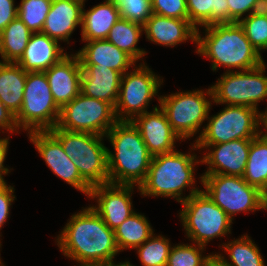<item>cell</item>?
Masks as SVG:
<instances>
[{
  "label": "cell",
  "instance_id": "cell-17",
  "mask_svg": "<svg viewBox=\"0 0 267 266\" xmlns=\"http://www.w3.org/2000/svg\"><path fill=\"white\" fill-rule=\"evenodd\" d=\"M132 122L153 157L175 151V140H181L172 129L164 111L157 106L153 108V112L147 111L138 115Z\"/></svg>",
  "mask_w": 267,
  "mask_h": 266
},
{
  "label": "cell",
  "instance_id": "cell-40",
  "mask_svg": "<svg viewBox=\"0 0 267 266\" xmlns=\"http://www.w3.org/2000/svg\"><path fill=\"white\" fill-rule=\"evenodd\" d=\"M14 0H0V32L18 16Z\"/></svg>",
  "mask_w": 267,
  "mask_h": 266
},
{
  "label": "cell",
  "instance_id": "cell-26",
  "mask_svg": "<svg viewBox=\"0 0 267 266\" xmlns=\"http://www.w3.org/2000/svg\"><path fill=\"white\" fill-rule=\"evenodd\" d=\"M188 20L198 26L229 23L227 0H186Z\"/></svg>",
  "mask_w": 267,
  "mask_h": 266
},
{
  "label": "cell",
  "instance_id": "cell-43",
  "mask_svg": "<svg viewBox=\"0 0 267 266\" xmlns=\"http://www.w3.org/2000/svg\"><path fill=\"white\" fill-rule=\"evenodd\" d=\"M262 124L264 125L265 129L267 130V109L265 112H262ZM267 132V131H265ZM267 138V133L263 134Z\"/></svg>",
  "mask_w": 267,
  "mask_h": 266
},
{
  "label": "cell",
  "instance_id": "cell-12",
  "mask_svg": "<svg viewBox=\"0 0 267 266\" xmlns=\"http://www.w3.org/2000/svg\"><path fill=\"white\" fill-rule=\"evenodd\" d=\"M117 121L112 104L80 93L61 108L57 127L105 136Z\"/></svg>",
  "mask_w": 267,
  "mask_h": 266
},
{
  "label": "cell",
  "instance_id": "cell-48",
  "mask_svg": "<svg viewBox=\"0 0 267 266\" xmlns=\"http://www.w3.org/2000/svg\"><path fill=\"white\" fill-rule=\"evenodd\" d=\"M106 2H117L118 0H105Z\"/></svg>",
  "mask_w": 267,
  "mask_h": 266
},
{
  "label": "cell",
  "instance_id": "cell-44",
  "mask_svg": "<svg viewBox=\"0 0 267 266\" xmlns=\"http://www.w3.org/2000/svg\"><path fill=\"white\" fill-rule=\"evenodd\" d=\"M102 266H134L132 264H130V262L126 261V262H123V263H118V264H115L114 261L111 262V263H108V264H105V265H102Z\"/></svg>",
  "mask_w": 267,
  "mask_h": 266
},
{
  "label": "cell",
  "instance_id": "cell-28",
  "mask_svg": "<svg viewBox=\"0 0 267 266\" xmlns=\"http://www.w3.org/2000/svg\"><path fill=\"white\" fill-rule=\"evenodd\" d=\"M33 32L16 17L0 32L1 62L16 63L22 56Z\"/></svg>",
  "mask_w": 267,
  "mask_h": 266
},
{
  "label": "cell",
  "instance_id": "cell-4",
  "mask_svg": "<svg viewBox=\"0 0 267 266\" xmlns=\"http://www.w3.org/2000/svg\"><path fill=\"white\" fill-rule=\"evenodd\" d=\"M196 159V154L176 150L152 157L146 178L138 187L141 195L172 197L182 203L201 191L192 187L188 196L181 195L183 189L195 183L194 165L201 162Z\"/></svg>",
  "mask_w": 267,
  "mask_h": 266
},
{
  "label": "cell",
  "instance_id": "cell-41",
  "mask_svg": "<svg viewBox=\"0 0 267 266\" xmlns=\"http://www.w3.org/2000/svg\"><path fill=\"white\" fill-rule=\"evenodd\" d=\"M0 128L6 129L11 132H18L16 117L12 114L6 106L0 101Z\"/></svg>",
  "mask_w": 267,
  "mask_h": 266
},
{
  "label": "cell",
  "instance_id": "cell-7",
  "mask_svg": "<svg viewBox=\"0 0 267 266\" xmlns=\"http://www.w3.org/2000/svg\"><path fill=\"white\" fill-rule=\"evenodd\" d=\"M61 108L55 103L45 72H27L23 103L15 116L18 128L49 131L57 126Z\"/></svg>",
  "mask_w": 267,
  "mask_h": 266
},
{
  "label": "cell",
  "instance_id": "cell-23",
  "mask_svg": "<svg viewBox=\"0 0 267 266\" xmlns=\"http://www.w3.org/2000/svg\"><path fill=\"white\" fill-rule=\"evenodd\" d=\"M81 67V93L90 98L106 101L115 107L122 75L110 68Z\"/></svg>",
  "mask_w": 267,
  "mask_h": 266
},
{
  "label": "cell",
  "instance_id": "cell-36",
  "mask_svg": "<svg viewBox=\"0 0 267 266\" xmlns=\"http://www.w3.org/2000/svg\"><path fill=\"white\" fill-rule=\"evenodd\" d=\"M120 17L142 26L153 14L151 0H118Z\"/></svg>",
  "mask_w": 267,
  "mask_h": 266
},
{
  "label": "cell",
  "instance_id": "cell-22",
  "mask_svg": "<svg viewBox=\"0 0 267 266\" xmlns=\"http://www.w3.org/2000/svg\"><path fill=\"white\" fill-rule=\"evenodd\" d=\"M146 38L163 46H175L190 39L196 42V28L189 22L178 18L152 14L143 25Z\"/></svg>",
  "mask_w": 267,
  "mask_h": 266
},
{
  "label": "cell",
  "instance_id": "cell-16",
  "mask_svg": "<svg viewBox=\"0 0 267 266\" xmlns=\"http://www.w3.org/2000/svg\"><path fill=\"white\" fill-rule=\"evenodd\" d=\"M252 139H236L214 145H192V150L213 147L201 159V163L209 165L203 175H227L243 177L248 161Z\"/></svg>",
  "mask_w": 267,
  "mask_h": 266
},
{
  "label": "cell",
  "instance_id": "cell-25",
  "mask_svg": "<svg viewBox=\"0 0 267 266\" xmlns=\"http://www.w3.org/2000/svg\"><path fill=\"white\" fill-rule=\"evenodd\" d=\"M26 76L17 63L0 61V101L15 116L23 103Z\"/></svg>",
  "mask_w": 267,
  "mask_h": 266
},
{
  "label": "cell",
  "instance_id": "cell-11",
  "mask_svg": "<svg viewBox=\"0 0 267 266\" xmlns=\"http://www.w3.org/2000/svg\"><path fill=\"white\" fill-rule=\"evenodd\" d=\"M205 93L213 99L211 87L206 92L193 90L157 98L168 122L181 140L193 137L208 118L211 101L206 99Z\"/></svg>",
  "mask_w": 267,
  "mask_h": 266
},
{
  "label": "cell",
  "instance_id": "cell-38",
  "mask_svg": "<svg viewBox=\"0 0 267 266\" xmlns=\"http://www.w3.org/2000/svg\"><path fill=\"white\" fill-rule=\"evenodd\" d=\"M229 7V23L239 22L245 13L252 14L263 7L264 0H227Z\"/></svg>",
  "mask_w": 267,
  "mask_h": 266
},
{
  "label": "cell",
  "instance_id": "cell-49",
  "mask_svg": "<svg viewBox=\"0 0 267 266\" xmlns=\"http://www.w3.org/2000/svg\"><path fill=\"white\" fill-rule=\"evenodd\" d=\"M0 266H4V264H3L2 261H1V258H0Z\"/></svg>",
  "mask_w": 267,
  "mask_h": 266
},
{
  "label": "cell",
  "instance_id": "cell-6",
  "mask_svg": "<svg viewBox=\"0 0 267 266\" xmlns=\"http://www.w3.org/2000/svg\"><path fill=\"white\" fill-rule=\"evenodd\" d=\"M180 218L186 235L193 243L206 246L213 238L231 233L230 217L204 191L188 197L182 203Z\"/></svg>",
  "mask_w": 267,
  "mask_h": 266
},
{
  "label": "cell",
  "instance_id": "cell-27",
  "mask_svg": "<svg viewBox=\"0 0 267 266\" xmlns=\"http://www.w3.org/2000/svg\"><path fill=\"white\" fill-rule=\"evenodd\" d=\"M243 179L262 193L267 190V138L263 132L251 141Z\"/></svg>",
  "mask_w": 267,
  "mask_h": 266
},
{
  "label": "cell",
  "instance_id": "cell-35",
  "mask_svg": "<svg viewBox=\"0 0 267 266\" xmlns=\"http://www.w3.org/2000/svg\"><path fill=\"white\" fill-rule=\"evenodd\" d=\"M205 246L196 244H178L173 246L167 260L166 266H209L214 255L202 257V251Z\"/></svg>",
  "mask_w": 267,
  "mask_h": 266
},
{
  "label": "cell",
  "instance_id": "cell-46",
  "mask_svg": "<svg viewBox=\"0 0 267 266\" xmlns=\"http://www.w3.org/2000/svg\"><path fill=\"white\" fill-rule=\"evenodd\" d=\"M264 205H265V209L267 210V190L264 193Z\"/></svg>",
  "mask_w": 267,
  "mask_h": 266
},
{
  "label": "cell",
  "instance_id": "cell-15",
  "mask_svg": "<svg viewBox=\"0 0 267 266\" xmlns=\"http://www.w3.org/2000/svg\"><path fill=\"white\" fill-rule=\"evenodd\" d=\"M134 185L106 183L91 188L89 198H97V206H90L111 229L116 230L135 211L131 192Z\"/></svg>",
  "mask_w": 267,
  "mask_h": 266
},
{
  "label": "cell",
  "instance_id": "cell-24",
  "mask_svg": "<svg viewBox=\"0 0 267 266\" xmlns=\"http://www.w3.org/2000/svg\"><path fill=\"white\" fill-rule=\"evenodd\" d=\"M120 12L115 2L104 1L82 13V41L106 39L110 29L120 19Z\"/></svg>",
  "mask_w": 267,
  "mask_h": 266
},
{
  "label": "cell",
  "instance_id": "cell-20",
  "mask_svg": "<svg viewBox=\"0 0 267 266\" xmlns=\"http://www.w3.org/2000/svg\"><path fill=\"white\" fill-rule=\"evenodd\" d=\"M58 41L41 32L33 33L28 44L16 62L25 72H45L60 62L67 53Z\"/></svg>",
  "mask_w": 267,
  "mask_h": 266
},
{
  "label": "cell",
  "instance_id": "cell-39",
  "mask_svg": "<svg viewBox=\"0 0 267 266\" xmlns=\"http://www.w3.org/2000/svg\"><path fill=\"white\" fill-rule=\"evenodd\" d=\"M13 193L14 187L8 186L6 182L0 183V230L8 218L11 203L16 199Z\"/></svg>",
  "mask_w": 267,
  "mask_h": 266
},
{
  "label": "cell",
  "instance_id": "cell-33",
  "mask_svg": "<svg viewBox=\"0 0 267 266\" xmlns=\"http://www.w3.org/2000/svg\"><path fill=\"white\" fill-rule=\"evenodd\" d=\"M52 0H21L18 18L33 32H42Z\"/></svg>",
  "mask_w": 267,
  "mask_h": 266
},
{
  "label": "cell",
  "instance_id": "cell-8",
  "mask_svg": "<svg viewBox=\"0 0 267 266\" xmlns=\"http://www.w3.org/2000/svg\"><path fill=\"white\" fill-rule=\"evenodd\" d=\"M247 106L227 105L222 111L208 117V124L195 141L196 145H214L236 139H253L262 134V112Z\"/></svg>",
  "mask_w": 267,
  "mask_h": 266
},
{
  "label": "cell",
  "instance_id": "cell-30",
  "mask_svg": "<svg viewBox=\"0 0 267 266\" xmlns=\"http://www.w3.org/2000/svg\"><path fill=\"white\" fill-rule=\"evenodd\" d=\"M142 31L141 24L120 18L110 29L106 39L137 62L146 54L144 50L136 47Z\"/></svg>",
  "mask_w": 267,
  "mask_h": 266
},
{
  "label": "cell",
  "instance_id": "cell-3",
  "mask_svg": "<svg viewBox=\"0 0 267 266\" xmlns=\"http://www.w3.org/2000/svg\"><path fill=\"white\" fill-rule=\"evenodd\" d=\"M114 153L108 149L109 183L139 185L145 180L152 155L132 121H117L105 135Z\"/></svg>",
  "mask_w": 267,
  "mask_h": 266
},
{
  "label": "cell",
  "instance_id": "cell-34",
  "mask_svg": "<svg viewBox=\"0 0 267 266\" xmlns=\"http://www.w3.org/2000/svg\"><path fill=\"white\" fill-rule=\"evenodd\" d=\"M238 23L259 54L261 50L267 49V13L263 9L247 14Z\"/></svg>",
  "mask_w": 267,
  "mask_h": 266
},
{
  "label": "cell",
  "instance_id": "cell-37",
  "mask_svg": "<svg viewBox=\"0 0 267 266\" xmlns=\"http://www.w3.org/2000/svg\"><path fill=\"white\" fill-rule=\"evenodd\" d=\"M151 4L153 14L188 20L186 0H151Z\"/></svg>",
  "mask_w": 267,
  "mask_h": 266
},
{
  "label": "cell",
  "instance_id": "cell-14",
  "mask_svg": "<svg viewBox=\"0 0 267 266\" xmlns=\"http://www.w3.org/2000/svg\"><path fill=\"white\" fill-rule=\"evenodd\" d=\"M29 138L51 171L59 178L90 195L91 186L81 177L77 167L69 158L61 143L49 131L29 132Z\"/></svg>",
  "mask_w": 267,
  "mask_h": 266
},
{
  "label": "cell",
  "instance_id": "cell-2",
  "mask_svg": "<svg viewBox=\"0 0 267 266\" xmlns=\"http://www.w3.org/2000/svg\"><path fill=\"white\" fill-rule=\"evenodd\" d=\"M205 37L196 29L197 54L212 60V70L224 66L250 70L261 65L262 56L252 46L239 23L205 26Z\"/></svg>",
  "mask_w": 267,
  "mask_h": 266
},
{
  "label": "cell",
  "instance_id": "cell-45",
  "mask_svg": "<svg viewBox=\"0 0 267 266\" xmlns=\"http://www.w3.org/2000/svg\"><path fill=\"white\" fill-rule=\"evenodd\" d=\"M209 266H225L219 262L215 257H213L209 263Z\"/></svg>",
  "mask_w": 267,
  "mask_h": 266
},
{
  "label": "cell",
  "instance_id": "cell-10",
  "mask_svg": "<svg viewBox=\"0 0 267 266\" xmlns=\"http://www.w3.org/2000/svg\"><path fill=\"white\" fill-rule=\"evenodd\" d=\"M264 60L261 65L250 70L226 71L214 84L213 101L216 104L247 106L258 109V103L267 98V76Z\"/></svg>",
  "mask_w": 267,
  "mask_h": 266
},
{
  "label": "cell",
  "instance_id": "cell-9",
  "mask_svg": "<svg viewBox=\"0 0 267 266\" xmlns=\"http://www.w3.org/2000/svg\"><path fill=\"white\" fill-rule=\"evenodd\" d=\"M201 183L207 196L233 221L239 212L265 209L264 193L249 185L243 177L221 174L202 175Z\"/></svg>",
  "mask_w": 267,
  "mask_h": 266
},
{
  "label": "cell",
  "instance_id": "cell-47",
  "mask_svg": "<svg viewBox=\"0 0 267 266\" xmlns=\"http://www.w3.org/2000/svg\"><path fill=\"white\" fill-rule=\"evenodd\" d=\"M262 9L267 13V0L263 1V7Z\"/></svg>",
  "mask_w": 267,
  "mask_h": 266
},
{
  "label": "cell",
  "instance_id": "cell-19",
  "mask_svg": "<svg viewBox=\"0 0 267 266\" xmlns=\"http://www.w3.org/2000/svg\"><path fill=\"white\" fill-rule=\"evenodd\" d=\"M83 0H52L42 32L56 41H66L82 24Z\"/></svg>",
  "mask_w": 267,
  "mask_h": 266
},
{
  "label": "cell",
  "instance_id": "cell-5",
  "mask_svg": "<svg viewBox=\"0 0 267 266\" xmlns=\"http://www.w3.org/2000/svg\"><path fill=\"white\" fill-rule=\"evenodd\" d=\"M49 132L61 143L66 155L91 187L109 183L108 148L101 142L104 136L67 131L57 126Z\"/></svg>",
  "mask_w": 267,
  "mask_h": 266
},
{
  "label": "cell",
  "instance_id": "cell-32",
  "mask_svg": "<svg viewBox=\"0 0 267 266\" xmlns=\"http://www.w3.org/2000/svg\"><path fill=\"white\" fill-rule=\"evenodd\" d=\"M154 235L136 248L138 257L143 266H166L172 248L169 239Z\"/></svg>",
  "mask_w": 267,
  "mask_h": 266
},
{
  "label": "cell",
  "instance_id": "cell-31",
  "mask_svg": "<svg viewBox=\"0 0 267 266\" xmlns=\"http://www.w3.org/2000/svg\"><path fill=\"white\" fill-rule=\"evenodd\" d=\"M222 245L232 262L229 263L221 254H214V257L225 266H265L259 248L248 235Z\"/></svg>",
  "mask_w": 267,
  "mask_h": 266
},
{
  "label": "cell",
  "instance_id": "cell-1",
  "mask_svg": "<svg viewBox=\"0 0 267 266\" xmlns=\"http://www.w3.org/2000/svg\"><path fill=\"white\" fill-rule=\"evenodd\" d=\"M71 216L57 237V245L79 266H102L113 262L119 250L114 230L91 208Z\"/></svg>",
  "mask_w": 267,
  "mask_h": 266
},
{
  "label": "cell",
  "instance_id": "cell-18",
  "mask_svg": "<svg viewBox=\"0 0 267 266\" xmlns=\"http://www.w3.org/2000/svg\"><path fill=\"white\" fill-rule=\"evenodd\" d=\"M55 103L62 108L81 93L82 67L76 54L65 56L45 71Z\"/></svg>",
  "mask_w": 267,
  "mask_h": 266
},
{
  "label": "cell",
  "instance_id": "cell-29",
  "mask_svg": "<svg viewBox=\"0 0 267 266\" xmlns=\"http://www.w3.org/2000/svg\"><path fill=\"white\" fill-rule=\"evenodd\" d=\"M154 234L146 217L134 212L116 230L115 241L119 252L136 249Z\"/></svg>",
  "mask_w": 267,
  "mask_h": 266
},
{
  "label": "cell",
  "instance_id": "cell-21",
  "mask_svg": "<svg viewBox=\"0 0 267 266\" xmlns=\"http://www.w3.org/2000/svg\"><path fill=\"white\" fill-rule=\"evenodd\" d=\"M87 42L80 51L75 53L81 66L110 68L123 75L129 67H134L136 64V61L130 55L117 48L107 39Z\"/></svg>",
  "mask_w": 267,
  "mask_h": 266
},
{
  "label": "cell",
  "instance_id": "cell-42",
  "mask_svg": "<svg viewBox=\"0 0 267 266\" xmlns=\"http://www.w3.org/2000/svg\"><path fill=\"white\" fill-rule=\"evenodd\" d=\"M9 145V137L0 138V183H4V176L8 174L9 169L4 167V160L6 158L7 150Z\"/></svg>",
  "mask_w": 267,
  "mask_h": 266
},
{
  "label": "cell",
  "instance_id": "cell-13",
  "mask_svg": "<svg viewBox=\"0 0 267 266\" xmlns=\"http://www.w3.org/2000/svg\"><path fill=\"white\" fill-rule=\"evenodd\" d=\"M135 68L121 76L119 96L115 105L118 121H132L135 116L147 112L150 100L157 95L163 83L144 63Z\"/></svg>",
  "mask_w": 267,
  "mask_h": 266
}]
</instances>
